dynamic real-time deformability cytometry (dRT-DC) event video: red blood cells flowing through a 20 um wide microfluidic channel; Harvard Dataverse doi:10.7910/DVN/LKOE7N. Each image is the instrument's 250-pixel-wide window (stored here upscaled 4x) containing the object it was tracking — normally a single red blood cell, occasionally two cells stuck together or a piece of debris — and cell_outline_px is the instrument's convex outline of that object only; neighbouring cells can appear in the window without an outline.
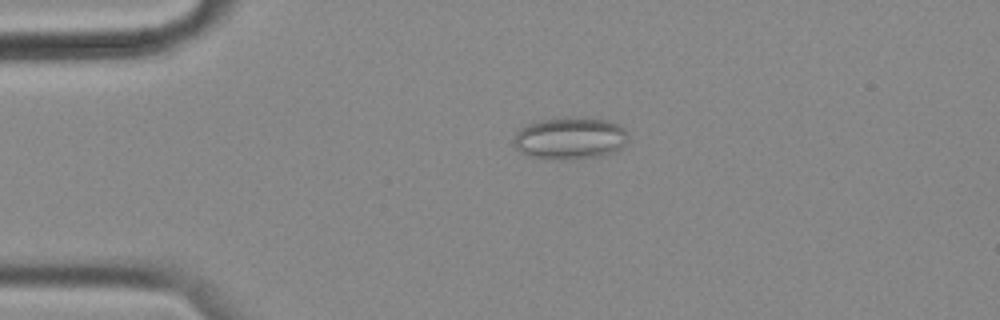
{"species": "common noctule bat (a hibernating species)", "species_latin": "Nyctalus noctula", "temperature_condition": "cold", "stored_images_in_passage": 57, "camera_frame_rate_fps": 3000, "um_per_image_px": 0.085, "animal": {"sex": "female", "body_mass_g": 18.4}, "frame": {"image": 1, "passage_image": 13, "time_ms": 4.0, "image_size_px": [1000, 320], "cell_outline_px": [[628, 140], [620, 148], [612, 152], [600, 156], [560, 160], [532, 156], [516, 148], [512, 144], [512, 140], [516, 132], [520, 128], [528, 124], [540, 120], [608, 120], [624, 128], [628, 136]], "centroid_in_image_um": [48.43, 11.79], "position_along_channel_um": 36.6, "area_um2": 27.11}}
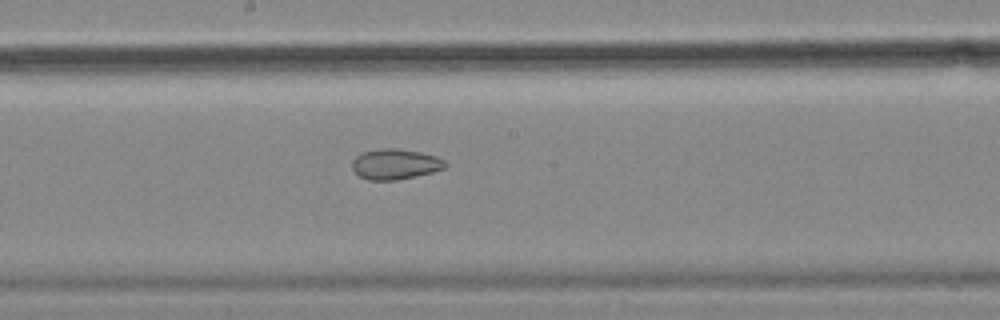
{"frame": {"image": 2, "passage_image": 31, "time_ms": 10.0, "image_size_px": [1000, 320], "cell_outline_px": [[448, 164], [444, 168], [432, 172], [396, 180], [368, 180], [360, 176], [352, 168], [352, 160], [360, 152], [384, 148], [400, 148], [420, 152], [436, 156], [444, 160]], "centroid_in_image_um": [33.58, 13.94], "position_along_channel_um": 214.6, "area_um2": 16.53}}
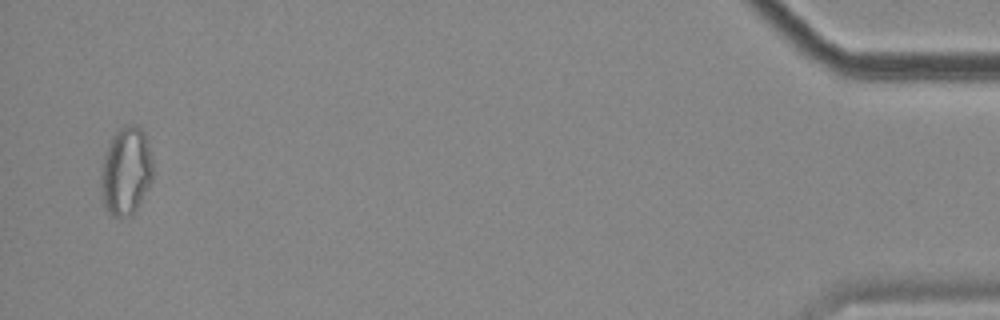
{"frame": {"image": 3, "passage_image": 56, "time_ms": 18.333, "image_size_px": [1000, 320], "cell_outline_px": [[152, 180], [140, 204], [132, 216], [112, 216], [104, 208], [100, 188], [100, 172], [104, 156], [108, 144], [112, 136], [120, 128], [128, 124], [136, 124], [144, 132], [148, 140], [152, 160]], "centroid_in_image_um": [10.7, 14.55], "position_along_channel_um": 424.5, "area_um2": 27.11}, "authors_computed_cell_mechanics": {"area_um2": 22.253, "velocity_mm_per_s": 3.5224, "shape_relaxation_time_tau1_ms": null, "shape_relaxation_time_tau2_ms": 2.1828, "deformation_change_tau1": null, "deformation_change_tau2": 0.0683}}